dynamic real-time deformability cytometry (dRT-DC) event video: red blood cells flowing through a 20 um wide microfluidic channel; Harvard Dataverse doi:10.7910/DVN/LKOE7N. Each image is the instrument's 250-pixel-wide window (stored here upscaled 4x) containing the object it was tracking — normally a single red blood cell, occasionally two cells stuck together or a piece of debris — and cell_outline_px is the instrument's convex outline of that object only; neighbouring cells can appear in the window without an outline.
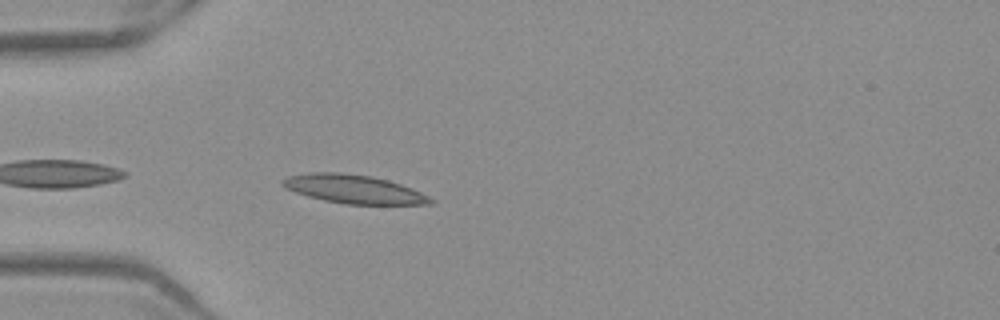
{"species": "Egyptian fruit bat (a non-hibernating species)", "species_latin": "Rousettus aegyptiacus", "temperature_condition": "warm", "stored_images_in_passage": 27, "camera_frame_rate_fps": 3000, "um_per_image_px": 0.085, "frame": {"image": 1, "passage_image": 2, "time_ms": 0.333, "image_size_px": [1000, 320], "cell_outline_px": [[436, 204], [344, 204], [324, 200], [308, 196], [284, 188], [280, 184], [280, 180], [288, 176], [312, 172], [340, 172], [372, 176], [388, 180], [412, 188], [436, 200]], "centroid_in_image_um": [30.06, 16.07], "position_along_channel_um": 54.9, "area_um2": 24.74}}
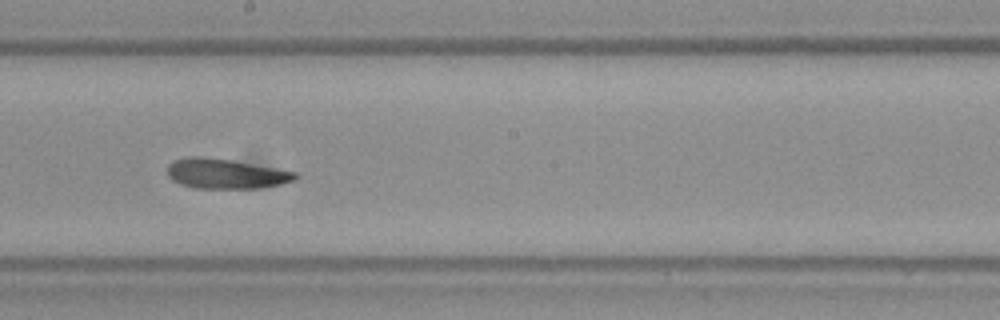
{"frame": {"image": 2, "passage_image": 16, "time_ms": 5.0, "image_size_px": [1000, 320], "cell_outline_px": [[300, 176], [296, 180], [280, 184], [260, 188], [196, 188], [180, 184], [172, 180], [168, 176], [168, 164], [172, 160], [188, 156], [200, 156], [232, 160], [296, 172]], "centroid_in_image_um": [19.17, 14.76], "position_along_channel_um": 229.0, "area_um2": 22.37}}
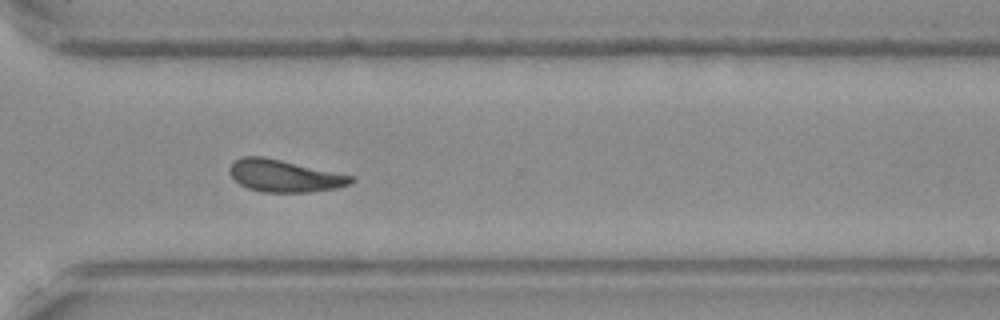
{"frame": {"image": 3, "passage_image": 25, "time_ms": 8.0, "image_size_px": [1000, 320], "cell_outline_px": [[356, 180], [352, 184], [336, 188], [308, 192], [260, 192], [248, 188], [240, 184], [228, 172], [228, 168], [240, 156], [264, 156], [356, 176]], "centroid_in_image_um": [24.21, 14.94], "position_along_channel_um": 346.4, "area_um2": 23.0}, "authors_computed_cell_mechanics": {"area_um2": 23.0044, "velocity_mm_per_s": 3.9161, "shape_relaxation_time_tau1_ms": 11.0478, "shape_relaxation_time_tau2_ms": 3.141, "deformation_change_tau1": 0.2421, "deformation_change_tau2": 0.1111}}